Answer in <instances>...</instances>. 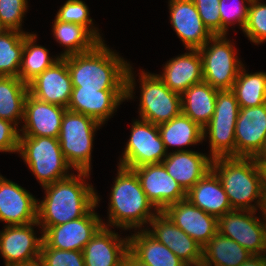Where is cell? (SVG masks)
<instances>
[{
	"instance_id": "cell-1",
	"label": "cell",
	"mask_w": 266,
	"mask_h": 266,
	"mask_svg": "<svg viewBox=\"0 0 266 266\" xmlns=\"http://www.w3.org/2000/svg\"><path fill=\"white\" fill-rule=\"evenodd\" d=\"M64 58L73 89L126 90V100L134 99L136 81L132 66L104 41L88 52Z\"/></svg>"
},
{
	"instance_id": "cell-2",
	"label": "cell",
	"mask_w": 266,
	"mask_h": 266,
	"mask_svg": "<svg viewBox=\"0 0 266 266\" xmlns=\"http://www.w3.org/2000/svg\"><path fill=\"white\" fill-rule=\"evenodd\" d=\"M89 172L44 186L45 197L37 204V222L41 228L57 226L85 216L96 205V194L92 184L86 182Z\"/></svg>"
},
{
	"instance_id": "cell-3",
	"label": "cell",
	"mask_w": 266,
	"mask_h": 266,
	"mask_svg": "<svg viewBox=\"0 0 266 266\" xmlns=\"http://www.w3.org/2000/svg\"><path fill=\"white\" fill-rule=\"evenodd\" d=\"M211 170L218 176L232 209L256 211L259 208L261 212L262 172L253 157H217L212 160Z\"/></svg>"
},
{
	"instance_id": "cell-4",
	"label": "cell",
	"mask_w": 266,
	"mask_h": 266,
	"mask_svg": "<svg viewBox=\"0 0 266 266\" xmlns=\"http://www.w3.org/2000/svg\"><path fill=\"white\" fill-rule=\"evenodd\" d=\"M117 169L108 204V222H102L103 226L142 230V226L149 224L158 210L148 200L135 171L120 165Z\"/></svg>"
},
{
	"instance_id": "cell-5",
	"label": "cell",
	"mask_w": 266,
	"mask_h": 266,
	"mask_svg": "<svg viewBox=\"0 0 266 266\" xmlns=\"http://www.w3.org/2000/svg\"><path fill=\"white\" fill-rule=\"evenodd\" d=\"M18 153L42 187L73 174L69 173L72 167L62 153L58 138L19 137Z\"/></svg>"
},
{
	"instance_id": "cell-6",
	"label": "cell",
	"mask_w": 266,
	"mask_h": 266,
	"mask_svg": "<svg viewBox=\"0 0 266 266\" xmlns=\"http://www.w3.org/2000/svg\"><path fill=\"white\" fill-rule=\"evenodd\" d=\"M100 122L94 118L66 109L58 137L65 159L76 172L91 171V153L95 131Z\"/></svg>"
},
{
	"instance_id": "cell-7",
	"label": "cell",
	"mask_w": 266,
	"mask_h": 266,
	"mask_svg": "<svg viewBox=\"0 0 266 266\" xmlns=\"http://www.w3.org/2000/svg\"><path fill=\"white\" fill-rule=\"evenodd\" d=\"M227 35L212 36L199 49L203 81L218 90H231L244 65ZM236 51V52H235Z\"/></svg>"
},
{
	"instance_id": "cell-8",
	"label": "cell",
	"mask_w": 266,
	"mask_h": 266,
	"mask_svg": "<svg viewBox=\"0 0 266 266\" xmlns=\"http://www.w3.org/2000/svg\"><path fill=\"white\" fill-rule=\"evenodd\" d=\"M239 109L238 101L231 90L217 92L213 117L203 128V139L209 138L208 156L213 159L235 157V126Z\"/></svg>"
},
{
	"instance_id": "cell-9",
	"label": "cell",
	"mask_w": 266,
	"mask_h": 266,
	"mask_svg": "<svg viewBox=\"0 0 266 266\" xmlns=\"http://www.w3.org/2000/svg\"><path fill=\"white\" fill-rule=\"evenodd\" d=\"M140 119L155 125L168 122L181 112V94L171 91L157 74L141 71Z\"/></svg>"
},
{
	"instance_id": "cell-10",
	"label": "cell",
	"mask_w": 266,
	"mask_h": 266,
	"mask_svg": "<svg viewBox=\"0 0 266 266\" xmlns=\"http://www.w3.org/2000/svg\"><path fill=\"white\" fill-rule=\"evenodd\" d=\"M256 211L233 209L220 216L217 231L236 241L252 255H263L266 250V217L255 216ZM262 220V221H261Z\"/></svg>"
},
{
	"instance_id": "cell-11",
	"label": "cell",
	"mask_w": 266,
	"mask_h": 266,
	"mask_svg": "<svg viewBox=\"0 0 266 266\" xmlns=\"http://www.w3.org/2000/svg\"><path fill=\"white\" fill-rule=\"evenodd\" d=\"M118 165L133 169L161 163L167 156L158 125L139 119L133 121L131 135Z\"/></svg>"
},
{
	"instance_id": "cell-12",
	"label": "cell",
	"mask_w": 266,
	"mask_h": 266,
	"mask_svg": "<svg viewBox=\"0 0 266 266\" xmlns=\"http://www.w3.org/2000/svg\"><path fill=\"white\" fill-rule=\"evenodd\" d=\"M98 196L96 194V205L85 216L57 226L42 227L41 248L83 251L84 246L103 226V220L95 212L100 201Z\"/></svg>"
},
{
	"instance_id": "cell-13",
	"label": "cell",
	"mask_w": 266,
	"mask_h": 266,
	"mask_svg": "<svg viewBox=\"0 0 266 266\" xmlns=\"http://www.w3.org/2000/svg\"><path fill=\"white\" fill-rule=\"evenodd\" d=\"M34 226L38 222L24 225L5 226L0 231V254L5 260V266L27 264L40 259L43 234L37 238Z\"/></svg>"
},
{
	"instance_id": "cell-14",
	"label": "cell",
	"mask_w": 266,
	"mask_h": 266,
	"mask_svg": "<svg viewBox=\"0 0 266 266\" xmlns=\"http://www.w3.org/2000/svg\"><path fill=\"white\" fill-rule=\"evenodd\" d=\"M149 225L152 229L147 226L145 230L188 266H201L203 247L178 228L163 211H158Z\"/></svg>"
},
{
	"instance_id": "cell-15",
	"label": "cell",
	"mask_w": 266,
	"mask_h": 266,
	"mask_svg": "<svg viewBox=\"0 0 266 266\" xmlns=\"http://www.w3.org/2000/svg\"><path fill=\"white\" fill-rule=\"evenodd\" d=\"M148 200L158 211L186 199V192L166 171L162 163L133 168Z\"/></svg>"
},
{
	"instance_id": "cell-16",
	"label": "cell",
	"mask_w": 266,
	"mask_h": 266,
	"mask_svg": "<svg viewBox=\"0 0 266 266\" xmlns=\"http://www.w3.org/2000/svg\"><path fill=\"white\" fill-rule=\"evenodd\" d=\"M29 94L50 104L67 108L73 85L64 57L40 73L29 84Z\"/></svg>"
},
{
	"instance_id": "cell-17",
	"label": "cell",
	"mask_w": 266,
	"mask_h": 266,
	"mask_svg": "<svg viewBox=\"0 0 266 266\" xmlns=\"http://www.w3.org/2000/svg\"><path fill=\"white\" fill-rule=\"evenodd\" d=\"M37 204L29 191L0 175V221L6 226L36 222Z\"/></svg>"
},
{
	"instance_id": "cell-18",
	"label": "cell",
	"mask_w": 266,
	"mask_h": 266,
	"mask_svg": "<svg viewBox=\"0 0 266 266\" xmlns=\"http://www.w3.org/2000/svg\"><path fill=\"white\" fill-rule=\"evenodd\" d=\"M266 139V103L240 108L235 126V157H255Z\"/></svg>"
},
{
	"instance_id": "cell-19",
	"label": "cell",
	"mask_w": 266,
	"mask_h": 266,
	"mask_svg": "<svg viewBox=\"0 0 266 266\" xmlns=\"http://www.w3.org/2000/svg\"><path fill=\"white\" fill-rule=\"evenodd\" d=\"M67 108L40 101L30 94L24 105L23 126L19 137L58 138L63 114Z\"/></svg>"
},
{
	"instance_id": "cell-20",
	"label": "cell",
	"mask_w": 266,
	"mask_h": 266,
	"mask_svg": "<svg viewBox=\"0 0 266 266\" xmlns=\"http://www.w3.org/2000/svg\"><path fill=\"white\" fill-rule=\"evenodd\" d=\"M163 212L202 247L218 232V219L196 207L188 199L167 206Z\"/></svg>"
},
{
	"instance_id": "cell-21",
	"label": "cell",
	"mask_w": 266,
	"mask_h": 266,
	"mask_svg": "<svg viewBox=\"0 0 266 266\" xmlns=\"http://www.w3.org/2000/svg\"><path fill=\"white\" fill-rule=\"evenodd\" d=\"M170 22L185 48L200 49L213 36L192 0H169Z\"/></svg>"
},
{
	"instance_id": "cell-22",
	"label": "cell",
	"mask_w": 266,
	"mask_h": 266,
	"mask_svg": "<svg viewBox=\"0 0 266 266\" xmlns=\"http://www.w3.org/2000/svg\"><path fill=\"white\" fill-rule=\"evenodd\" d=\"M125 100L126 90L73 89L67 109L105 124Z\"/></svg>"
},
{
	"instance_id": "cell-23",
	"label": "cell",
	"mask_w": 266,
	"mask_h": 266,
	"mask_svg": "<svg viewBox=\"0 0 266 266\" xmlns=\"http://www.w3.org/2000/svg\"><path fill=\"white\" fill-rule=\"evenodd\" d=\"M129 250V236L121 238L109 227L102 226L84 246L85 266H119Z\"/></svg>"
},
{
	"instance_id": "cell-24",
	"label": "cell",
	"mask_w": 266,
	"mask_h": 266,
	"mask_svg": "<svg viewBox=\"0 0 266 266\" xmlns=\"http://www.w3.org/2000/svg\"><path fill=\"white\" fill-rule=\"evenodd\" d=\"M212 160V157L197 151L172 150L161 163L164 165L167 173L187 193L211 170Z\"/></svg>"
},
{
	"instance_id": "cell-25",
	"label": "cell",
	"mask_w": 266,
	"mask_h": 266,
	"mask_svg": "<svg viewBox=\"0 0 266 266\" xmlns=\"http://www.w3.org/2000/svg\"><path fill=\"white\" fill-rule=\"evenodd\" d=\"M176 56L165 63L163 73L157 76L174 92L182 94L192 85L203 81L202 58L199 49Z\"/></svg>"
},
{
	"instance_id": "cell-26",
	"label": "cell",
	"mask_w": 266,
	"mask_h": 266,
	"mask_svg": "<svg viewBox=\"0 0 266 266\" xmlns=\"http://www.w3.org/2000/svg\"><path fill=\"white\" fill-rule=\"evenodd\" d=\"M186 199L217 219L233 210L218 176L212 170L186 193Z\"/></svg>"
},
{
	"instance_id": "cell-27",
	"label": "cell",
	"mask_w": 266,
	"mask_h": 266,
	"mask_svg": "<svg viewBox=\"0 0 266 266\" xmlns=\"http://www.w3.org/2000/svg\"><path fill=\"white\" fill-rule=\"evenodd\" d=\"M129 236V250L143 263L150 266H188L167 246L158 242L143 226Z\"/></svg>"
},
{
	"instance_id": "cell-28",
	"label": "cell",
	"mask_w": 266,
	"mask_h": 266,
	"mask_svg": "<svg viewBox=\"0 0 266 266\" xmlns=\"http://www.w3.org/2000/svg\"><path fill=\"white\" fill-rule=\"evenodd\" d=\"M218 91L204 81L192 85L181 94L182 113L204 128L213 117Z\"/></svg>"
},
{
	"instance_id": "cell-29",
	"label": "cell",
	"mask_w": 266,
	"mask_h": 266,
	"mask_svg": "<svg viewBox=\"0 0 266 266\" xmlns=\"http://www.w3.org/2000/svg\"><path fill=\"white\" fill-rule=\"evenodd\" d=\"M251 256L236 241L217 232L202 248L201 266H241Z\"/></svg>"
},
{
	"instance_id": "cell-30",
	"label": "cell",
	"mask_w": 266,
	"mask_h": 266,
	"mask_svg": "<svg viewBox=\"0 0 266 266\" xmlns=\"http://www.w3.org/2000/svg\"><path fill=\"white\" fill-rule=\"evenodd\" d=\"M161 140L168 153V147H181L175 151H188L182 147L203 142V128L182 112L168 122L158 125Z\"/></svg>"
},
{
	"instance_id": "cell-31",
	"label": "cell",
	"mask_w": 266,
	"mask_h": 266,
	"mask_svg": "<svg viewBox=\"0 0 266 266\" xmlns=\"http://www.w3.org/2000/svg\"><path fill=\"white\" fill-rule=\"evenodd\" d=\"M29 94L28 85L15 76H0V119L17 127L23 121L24 105Z\"/></svg>"
},
{
	"instance_id": "cell-32",
	"label": "cell",
	"mask_w": 266,
	"mask_h": 266,
	"mask_svg": "<svg viewBox=\"0 0 266 266\" xmlns=\"http://www.w3.org/2000/svg\"><path fill=\"white\" fill-rule=\"evenodd\" d=\"M53 36L61 44L64 52L59 56L84 53L92 50L100 41L84 26L54 19Z\"/></svg>"
},
{
	"instance_id": "cell-33",
	"label": "cell",
	"mask_w": 266,
	"mask_h": 266,
	"mask_svg": "<svg viewBox=\"0 0 266 266\" xmlns=\"http://www.w3.org/2000/svg\"><path fill=\"white\" fill-rule=\"evenodd\" d=\"M36 39L37 35L34 33L27 32L24 37V49L18 77L27 85L61 57H50L48 49L35 44Z\"/></svg>"
},
{
	"instance_id": "cell-34",
	"label": "cell",
	"mask_w": 266,
	"mask_h": 266,
	"mask_svg": "<svg viewBox=\"0 0 266 266\" xmlns=\"http://www.w3.org/2000/svg\"><path fill=\"white\" fill-rule=\"evenodd\" d=\"M239 107L248 108L266 103V72L247 73L242 66L231 89Z\"/></svg>"
},
{
	"instance_id": "cell-35",
	"label": "cell",
	"mask_w": 266,
	"mask_h": 266,
	"mask_svg": "<svg viewBox=\"0 0 266 266\" xmlns=\"http://www.w3.org/2000/svg\"><path fill=\"white\" fill-rule=\"evenodd\" d=\"M26 34L14 30L0 34V76L18 77Z\"/></svg>"
},
{
	"instance_id": "cell-36",
	"label": "cell",
	"mask_w": 266,
	"mask_h": 266,
	"mask_svg": "<svg viewBox=\"0 0 266 266\" xmlns=\"http://www.w3.org/2000/svg\"><path fill=\"white\" fill-rule=\"evenodd\" d=\"M89 8L82 0H67L58 10L56 19L62 22H69L86 27L100 42L104 40L96 27L93 26V20L89 18Z\"/></svg>"
},
{
	"instance_id": "cell-37",
	"label": "cell",
	"mask_w": 266,
	"mask_h": 266,
	"mask_svg": "<svg viewBox=\"0 0 266 266\" xmlns=\"http://www.w3.org/2000/svg\"><path fill=\"white\" fill-rule=\"evenodd\" d=\"M259 1H250L247 21L243 29L246 37L257 45L266 42V4Z\"/></svg>"
},
{
	"instance_id": "cell-38",
	"label": "cell",
	"mask_w": 266,
	"mask_h": 266,
	"mask_svg": "<svg viewBox=\"0 0 266 266\" xmlns=\"http://www.w3.org/2000/svg\"><path fill=\"white\" fill-rule=\"evenodd\" d=\"M228 1L230 0H220L219 2L221 35H226L229 28L228 26L235 25L236 23L239 24L240 29L243 31L247 21L248 7L251 0H233L229 5Z\"/></svg>"
},
{
	"instance_id": "cell-39",
	"label": "cell",
	"mask_w": 266,
	"mask_h": 266,
	"mask_svg": "<svg viewBox=\"0 0 266 266\" xmlns=\"http://www.w3.org/2000/svg\"><path fill=\"white\" fill-rule=\"evenodd\" d=\"M27 7L28 0H0V21L6 30L26 33L21 27Z\"/></svg>"
},
{
	"instance_id": "cell-40",
	"label": "cell",
	"mask_w": 266,
	"mask_h": 266,
	"mask_svg": "<svg viewBox=\"0 0 266 266\" xmlns=\"http://www.w3.org/2000/svg\"><path fill=\"white\" fill-rule=\"evenodd\" d=\"M40 260L45 266H85L83 252L41 248Z\"/></svg>"
},
{
	"instance_id": "cell-41",
	"label": "cell",
	"mask_w": 266,
	"mask_h": 266,
	"mask_svg": "<svg viewBox=\"0 0 266 266\" xmlns=\"http://www.w3.org/2000/svg\"><path fill=\"white\" fill-rule=\"evenodd\" d=\"M196 5L200 18L209 32L221 35L220 0H192Z\"/></svg>"
},
{
	"instance_id": "cell-42",
	"label": "cell",
	"mask_w": 266,
	"mask_h": 266,
	"mask_svg": "<svg viewBox=\"0 0 266 266\" xmlns=\"http://www.w3.org/2000/svg\"><path fill=\"white\" fill-rule=\"evenodd\" d=\"M20 131L11 121L0 119V152L18 153Z\"/></svg>"
},
{
	"instance_id": "cell-43",
	"label": "cell",
	"mask_w": 266,
	"mask_h": 266,
	"mask_svg": "<svg viewBox=\"0 0 266 266\" xmlns=\"http://www.w3.org/2000/svg\"><path fill=\"white\" fill-rule=\"evenodd\" d=\"M124 262L128 266H150L146 263H143L141 260H139L130 250L127 251Z\"/></svg>"
},
{
	"instance_id": "cell-44",
	"label": "cell",
	"mask_w": 266,
	"mask_h": 266,
	"mask_svg": "<svg viewBox=\"0 0 266 266\" xmlns=\"http://www.w3.org/2000/svg\"><path fill=\"white\" fill-rule=\"evenodd\" d=\"M241 266H266L263 255H252Z\"/></svg>"
},
{
	"instance_id": "cell-45",
	"label": "cell",
	"mask_w": 266,
	"mask_h": 266,
	"mask_svg": "<svg viewBox=\"0 0 266 266\" xmlns=\"http://www.w3.org/2000/svg\"><path fill=\"white\" fill-rule=\"evenodd\" d=\"M255 162L260 166L264 161H266V139L262 146V149L254 157Z\"/></svg>"
},
{
	"instance_id": "cell-46",
	"label": "cell",
	"mask_w": 266,
	"mask_h": 266,
	"mask_svg": "<svg viewBox=\"0 0 266 266\" xmlns=\"http://www.w3.org/2000/svg\"><path fill=\"white\" fill-rule=\"evenodd\" d=\"M261 172H262V180H263V187L266 188V161H264L261 165Z\"/></svg>"
},
{
	"instance_id": "cell-47",
	"label": "cell",
	"mask_w": 266,
	"mask_h": 266,
	"mask_svg": "<svg viewBox=\"0 0 266 266\" xmlns=\"http://www.w3.org/2000/svg\"><path fill=\"white\" fill-rule=\"evenodd\" d=\"M14 266H45V264L40 260H36L27 264H20V265H14Z\"/></svg>"
},
{
	"instance_id": "cell-48",
	"label": "cell",
	"mask_w": 266,
	"mask_h": 266,
	"mask_svg": "<svg viewBox=\"0 0 266 266\" xmlns=\"http://www.w3.org/2000/svg\"><path fill=\"white\" fill-rule=\"evenodd\" d=\"M261 213L266 217V188H264L263 206H262Z\"/></svg>"
},
{
	"instance_id": "cell-49",
	"label": "cell",
	"mask_w": 266,
	"mask_h": 266,
	"mask_svg": "<svg viewBox=\"0 0 266 266\" xmlns=\"http://www.w3.org/2000/svg\"><path fill=\"white\" fill-rule=\"evenodd\" d=\"M6 28L3 26L2 22L0 21V34L4 33Z\"/></svg>"
},
{
	"instance_id": "cell-50",
	"label": "cell",
	"mask_w": 266,
	"mask_h": 266,
	"mask_svg": "<svg viewBox=\"0 0 266 266\" xmlns=\"http://www.w3.org/2000/svg\"><path fill=\"white\" fill-rule=\"evenodd\" d=\"M263 257H264L265 262H266V250L263 252Z\"/></svg>"
},
{
	"instance_id": "cell-51",
	"label": "cell",
	"mask_w": 266,
	"mask_h": 266,
	"mask_svg": "<svg viewBox=\"0 0 266 266\" xmlns=\"http://www.w3.org/2000/svg\"><path fill=\"white\" fill-rule=\"evenodd\" d=\"M119 266H128L124 261Z\"/></svg>"
}]
</instances>
